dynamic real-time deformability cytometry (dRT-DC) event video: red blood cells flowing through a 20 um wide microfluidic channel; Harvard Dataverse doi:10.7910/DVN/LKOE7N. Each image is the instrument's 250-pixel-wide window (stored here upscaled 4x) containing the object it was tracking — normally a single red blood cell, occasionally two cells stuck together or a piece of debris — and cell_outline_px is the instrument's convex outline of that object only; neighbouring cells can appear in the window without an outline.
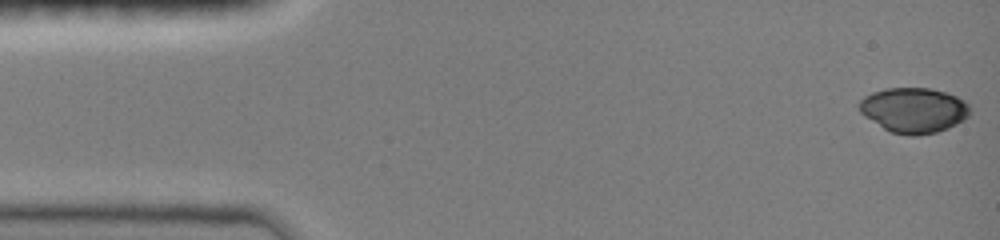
{"species": "common noctule bat (a hibernating species)", "species_latin": "Nyctalus noctula", "temperature_condition": "room temperature", "stored_images_in_passage": 30, "camera_frame_rate_fps": 3000, "um_per_image_px": 0.085, "animal": {"sex": "female", "body_mass_g": 19.0, "forearm_length_mm": 51.5}, "frame": {"image": 1, "passage_image": 1, "time_ms": 0.0, "image_size_px": [1000, 240], "cell_outline_px": [[972, 112], [964, 120], [948, 128], [936, 132], [916, 136], [908, 136], [892, 132], [884, 128], [864, 116], [860, 112], [860, 100], [864, 96], [872, 92], [884, 88], [928, 88], [944, 92], [956, 96], [964, 100], [968, 104]], "centroid_in_image_um": [77.69, 9.36], "position_along_channel_um": 7.3, "area_um2": 29.13}}
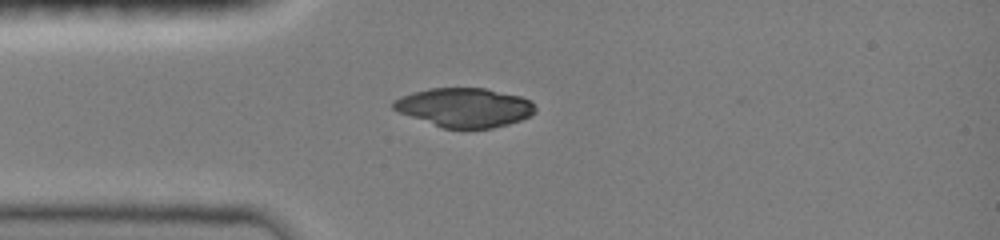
{"frame": {"image": 2, "passage_image": 9, "time_ms": 3.667, "image_size_px": [1000, 240], "cell_outline_px": [[536, 112], [532, 116], [508, 124], [492, 128], [444, 128], [400, 112], [392, 108], [392, 100], [400, 96], [412, 92], [428, 88], [484, 88], [520, 96], [532, 100], [536, 108]], "centroid_in_image_um": [39.51, 9.12], "position_along_channel_um": 45.5, "area_um2": 32.31}}